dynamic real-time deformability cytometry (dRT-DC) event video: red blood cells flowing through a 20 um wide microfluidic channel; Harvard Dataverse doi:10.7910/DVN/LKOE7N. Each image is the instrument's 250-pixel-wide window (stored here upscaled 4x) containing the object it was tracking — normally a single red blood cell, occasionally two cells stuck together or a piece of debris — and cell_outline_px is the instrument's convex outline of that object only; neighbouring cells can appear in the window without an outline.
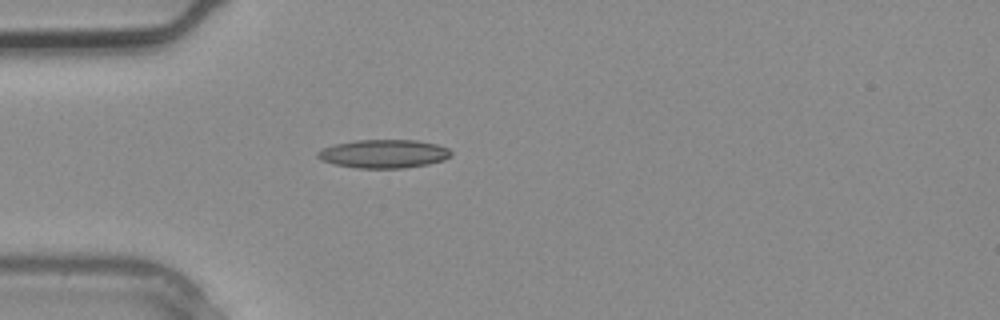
{"species": "common noctule bat (a hibernating species)", "species_latin": "Nyctalus noctula", "temperature_condition": "warm", "stored_images_in_passage": 2, "camera_frame_rate_fps": 3000, "um_per_image_px": 0.085, "animal": {"sex": "male", "body_mass_g": 20.4}, "frame": {"image": 1, "passage_image": 2, "time_ms": 0.333, "image_size_px": [1000, 320], "cell_outline_px": [[452, 156], [444, 160], [428, 164], [404, 168], [356, 168], [336, 164], [320, 160], [316, 156], [316, 152], [332, 144], [356, 140], [416, 140], [436, 144], [448, 148], [452, 152]], "centroid_in_image_um": [32.61, 13.07], "position_along_channel_um": 52.4, "area_um2": 22.25}}